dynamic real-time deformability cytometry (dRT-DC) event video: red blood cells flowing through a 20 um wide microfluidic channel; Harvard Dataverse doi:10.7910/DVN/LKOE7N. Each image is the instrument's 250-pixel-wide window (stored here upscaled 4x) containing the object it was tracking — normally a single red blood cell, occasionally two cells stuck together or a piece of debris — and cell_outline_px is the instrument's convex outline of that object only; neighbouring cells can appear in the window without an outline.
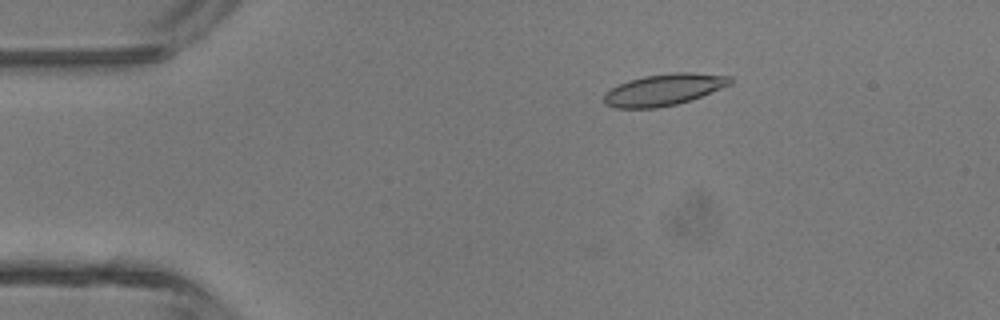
{"species": "common noctule bat (a hibernating species)", "species_latin": "Nyctalus noctula", "temperature_condition": "room temperature", "stored_images_in_passage": 46, "camera_frame_rate_fps": 3000, "um_per_image_px": 0.085, "animal": {"sex": "male", "body_mass_g": 13.3}, "frame": {"image": 1, "passage_image": 8, "time_ms": 2.333, "image_size_px": [1000, 320], "cell_outline_px": [[732, 84], [692, 100], [676, 104], [656, 108], [616, 108], [604, 104], [604, 92], [628, 80], [644, 76], [672, 72], [692, 72], [732, 76]], "centroid_in_image_um": [56.45, 7.62], "position_along_channel_um": 28.5, "area_um2": 23.41}}
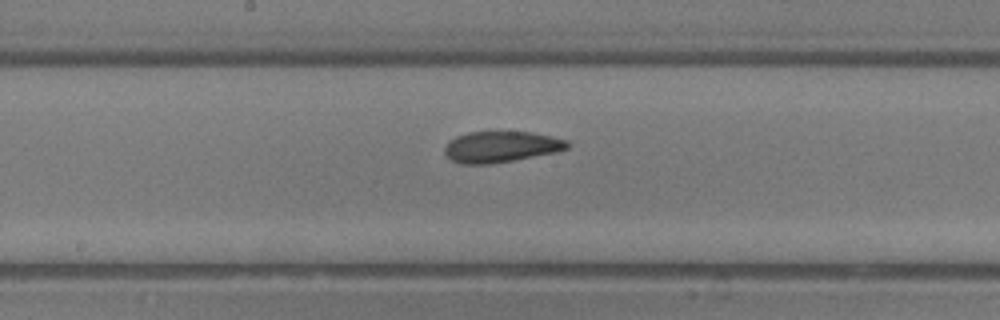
{"frame": {"image": 2, "passage_image": 24, "time_ms": 7.667, "image_size_px": [1000, 320], "cell_outline_px": [[572, 144], [568, 148], [556, 152], [512, 160], [488, 164], [460, 164], [452, 160], [444, 152], [444, 148], [456, 136], [468, 132], [532, 132], [552, 136], [568, 140]], "centroid_in_image_um": [42.63, 12.47], "position_along_channel_um": 205.6, "area_um2": 22.08}}
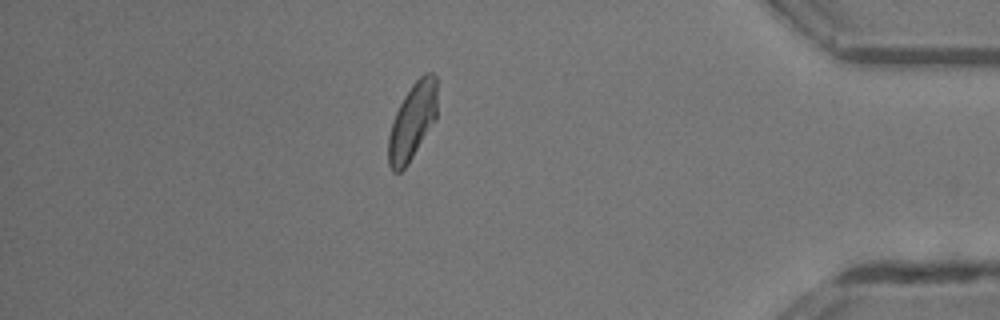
{"frame": {"image": 3, "passage_image": 40, "time_ms": 13.0, "image_size_px": [1000, 320], "cell_outline_px": [[436, 120], [408, 164], [400, 172], [392, 172], [388, 164], [388, 136], [392, 120], [404, 96], [412, 84], [424, 72], [432, 72], [436, 76]], "centroid_in_image_um": [35.04, 10.33], "position_along_channel_um": 400.2, "area_um2": 21.91}, "authors_computed_cell_mechanics": {"area_um2": 22.3686, "velocity_mm_per_s": 4.4318, "shape_relaxation_time_tau1_ms": 3.6835, "shape_relaxation_time_tau2_ms": 2.0052, "deformation_change_tau1": 0.1264, "deformation_change_tau2": 0.0942}}